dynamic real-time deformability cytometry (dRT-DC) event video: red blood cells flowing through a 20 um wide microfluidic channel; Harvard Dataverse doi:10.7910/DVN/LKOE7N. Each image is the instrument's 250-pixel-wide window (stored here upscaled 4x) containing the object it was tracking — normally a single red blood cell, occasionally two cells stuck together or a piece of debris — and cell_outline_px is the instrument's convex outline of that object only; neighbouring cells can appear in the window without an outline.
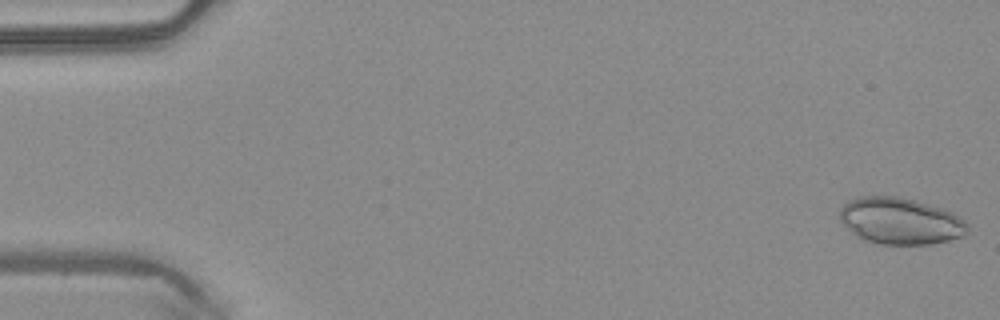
{"species": "common noctule bat (a hibernating species)", "species_latin": "Nyctalus noctula", "temperature_condition": "warm", "stored_images_in_passage": 49, "camera_frame_rate_fps": 3000, "um_per_image_px": 0.085, "animal": {"sex": "male", "body_mass_g": 20.4}, "frame": {"image": 1, "passage_image": 1, "time_ms": 0.0, "image_size_px": [1000, 320], "cell_outline_px": [[968, 232], [964, 236], [948, 240], [928, 244], [880, 244], [864, 240], [856, 236], [840, 220], [840, 208], [848, 200], [860, 196], [900, 196], [944, 208], [952, 212], [964, 220], [968, 224]], "centroid_in_image_um": [76.54, 18.77], "position_along_channel_um": 8.5, "area_um2": 34.85}}
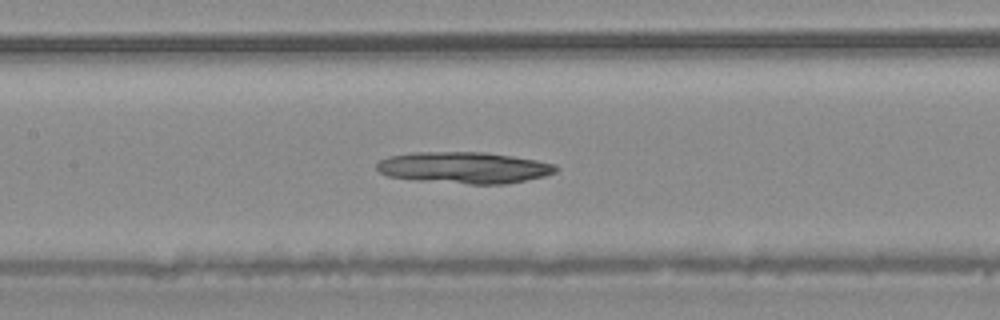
{"frame": {"image": 2, "passage_image": 23, "time_ms": 7.333, "image_size_px": [1000, 320], "cell_outline_px": [[560, 168], [556, 172], [544, 176], [508, 184], [468, 184], [416, 180], [388, 176], [380, 172], [376, 168], [376, 164], [380, 160], [388, 156], [412, 152], [484, 152], [512, 156], [536, 160], [556, 164]], "centroid_in_image_um": [39.46, 14.25], "position_along_channel_um": 167.9, "area_um2": 33.0}}
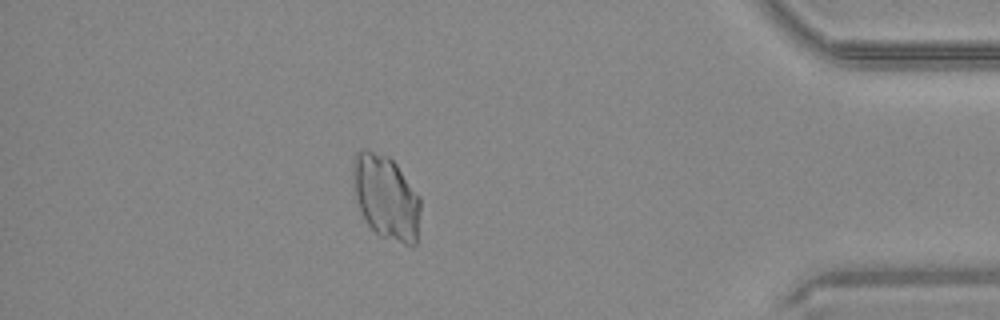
{"frame": {"image": 3, "passage_image": 43, "time_ms": 14.0, "image_size_px": [1000, 320], "cell_outline_px": [[420, 208], [416, 244], [412, 248], [380, 236], [368, 224], [356, 200], [352, 176], [352, 164], [356, 152], [360, 148], [368, 148], [388, 156], [396, 164], [420, 196]], "centroid_in_image_um": [32.81, 16.75], "position_along_channel_um": 402.4, "area_um2": 33.47}}